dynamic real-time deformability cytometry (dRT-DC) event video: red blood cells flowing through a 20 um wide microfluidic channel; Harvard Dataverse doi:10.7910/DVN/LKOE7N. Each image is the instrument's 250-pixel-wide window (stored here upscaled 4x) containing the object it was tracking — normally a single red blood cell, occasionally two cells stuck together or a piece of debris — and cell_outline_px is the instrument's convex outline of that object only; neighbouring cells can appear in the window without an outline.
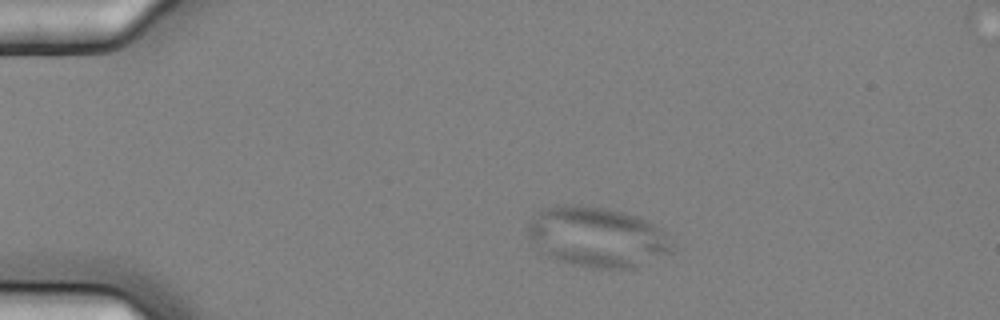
{"species": "common noctule bat (a hibernating species)", "species_latin": "Nyctalus noctula", "temperature_condition": "cold", "stored_images_in_passage": 2, "camera_frame_rate_fps": 3000, "um_per_image_px": 0.085, "animal": {"sex": "female", "body_mass_g": 25.1}, "frame": {"image": 1, "passage_image": 1, "time_ms": 0.0, "image_size_px": [1000, 320], "cell_outline_px": [[676, 248], [672, 252], [632, 268], [592, 268], [572, 264], [556, 260], [548, 256], [528, 236], [528, 224], [536, 212], [540, 208], [556, 204], [580, 204], [604, 208], [624, 212], [636, 216], [660, 228]], "centroid_in_image_um": [50.73, 20.12], "position_along_channel_um": 34.3, "area_um2": 50.52}}